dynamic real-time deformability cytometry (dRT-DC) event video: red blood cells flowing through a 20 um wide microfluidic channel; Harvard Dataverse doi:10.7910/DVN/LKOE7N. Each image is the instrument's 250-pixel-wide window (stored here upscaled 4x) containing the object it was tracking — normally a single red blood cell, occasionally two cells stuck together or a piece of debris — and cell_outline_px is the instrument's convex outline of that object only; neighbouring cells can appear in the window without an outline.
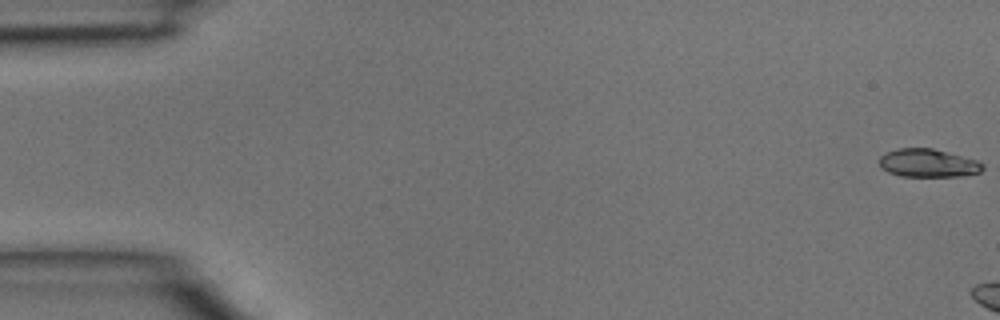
{"species": "common noctule bat (a hibernating species)", "species_latin": "Nyctalus noctula", "temperature_condition": "room temperature", "stored_images_in_passage": 4, "segment_of_instrument_passage": [2, 2], "camera_frame_rate_fps": 3000, "um_per_image_px": 0.085, "animal": {"sex": "male", "body_mass_g": 15.6}, "frame": {"image": 1, "passage_image": 4, "time_ms": 1.0, "image_size_px": [1000, 320], "cell_outline_px": [[984, 168], [980, 172], [960, 176], [900, 176], [888, 172], [880, 168], [880, 156], [884, 152], [900, 148], [932, 148], [980, 160], [984, 164]], "centroid_in_image_um": [78.9, 13.85], "position_along_channel_um": 6.1, "area_um2": 17.17}}